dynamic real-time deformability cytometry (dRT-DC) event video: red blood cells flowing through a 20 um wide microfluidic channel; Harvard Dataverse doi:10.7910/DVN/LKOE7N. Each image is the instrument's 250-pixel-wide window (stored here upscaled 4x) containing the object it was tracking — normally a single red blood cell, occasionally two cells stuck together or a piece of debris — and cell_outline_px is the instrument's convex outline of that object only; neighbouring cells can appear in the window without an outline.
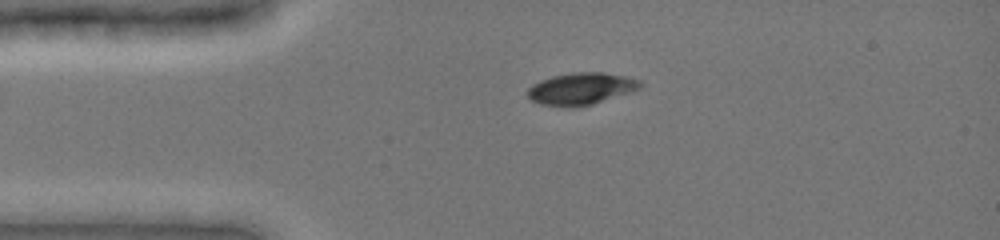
{"species": "common noctule bat (a hibernating species)", "species_latin": "Nyctalus noctula", "temperature_condition": "cold", "stored_images_in_passage": 39, "camera_frame_rate_fps": 3000, "um_per_image_px": 0.085, "animal": {"sex": "female", "body_mass_g": 19.0, "forearm_length_mm": 51.5}, "frame": {"image": 1, "passage_image": 1, "time_ms": 0.0, "image_size_px": [1000, 240], "cell_outline_px": [[644, 84], [640, 88], [632, 92], [592, 104], [576, 108], [572, 108], [540, 104], [532, 100], [528, 96], [528, 88], [532, 84], [540, 80], [552, 76], [572, 72], [604, 72], [624, 76], [640, 80]], "centroid_in_image_um": [49.4, 7.54], "position_along_channel_um": 35.6, "area_um2": 21.21}}
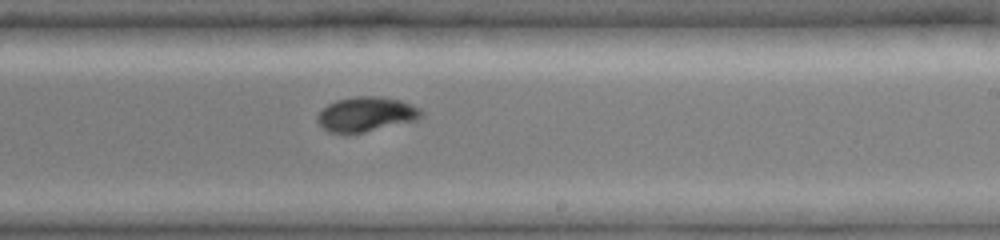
{"frame": {"image": 2, "passage_image": 20, "time_ms": 6.333, "image_size_px": [1000, 240], "cell_outline_px": [[424, 116], [416, 120], [348, 136], [344, 136], [328, 132], [316, 120], [316, 116], [328, 104], [336, 100], [356, 96], [376, 96], [400, 100], [420, 108], [424, 112]], "centroid_in_image_um": [31.1, 9.74], "position_along_channel_um": 257.9, "area_um2": 21.39}}
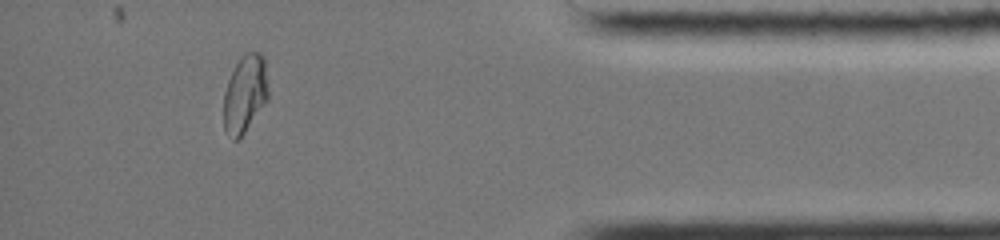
{"frame": {"image": 3, "passage_image": 34, "time_ms": 11.0, "image_size_px": [1000, 240], "cell_outline_px": [[268, 100], [244, 132], [236, 140], [232, 140], [224, 128], [224, 92], [228, 80], [236, 64], [244, 52], [260, 52], [264, 56], [268, 88]], "centroid_in_image_um": [20.83, 7.95], "position_along_channel_um": 414.4, "area_um2": 20.11}, "authors_computed_cell_mechanics": {"area_um2": 21.2704, "velocity_mm_per_s": 3.9468, "shape_relaxation_time_tau1_ms": 3.122, "shape_relaxation_time_tau2_ms": 0.6797, "deformation_change_tau1": 0.1213, "deformation_change_tau2": 0.0287}}